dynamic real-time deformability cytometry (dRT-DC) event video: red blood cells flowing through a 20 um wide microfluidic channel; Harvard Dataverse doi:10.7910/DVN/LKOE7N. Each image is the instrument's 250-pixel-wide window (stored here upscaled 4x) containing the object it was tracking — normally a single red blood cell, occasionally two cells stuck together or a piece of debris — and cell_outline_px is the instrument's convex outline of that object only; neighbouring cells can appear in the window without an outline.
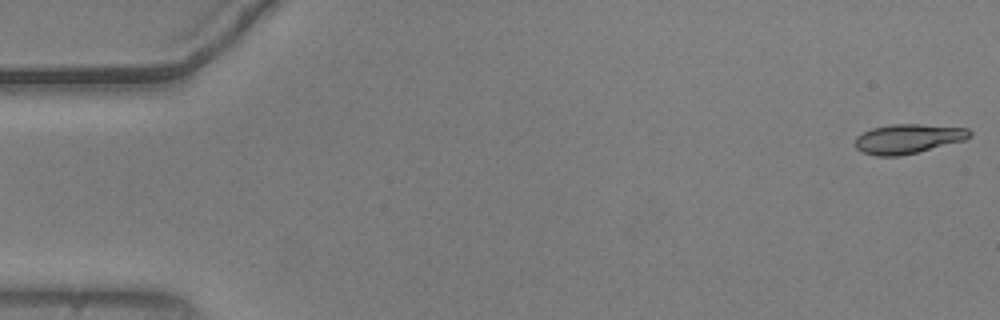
{"species": "common noctule bat (a hibernating species)", "species_latin": "Nyctalus noctula", "temperature_condition": "warm", "stored_images_in_passage": 54, "camera_frame_rate_fps": 3000, "um_per_image_px": 0.085, "animal": {"sex": "male", "body_mass_g": 20.5, "forearm_length_mm": 52.5}, "frame": {"image": 1, "passage_image": 1, "time_ms": 0.0, "image_size_px": [1000, 320], "cell_outline_px": [[972, 136], [964, 140], [900, 156], [876, 156], [864, 152], [856, 148], [856, 136], [872, 128], [892, 124], [920, 124], [968, 128], [972, 132]], "centroid_in_image_um": [77.19, 11.79], "position_along_channel_um": 7.8, "area_um2": 19.48}}
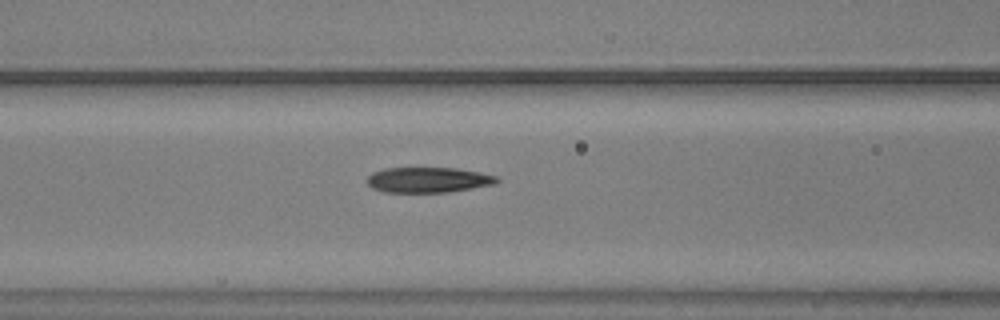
{"frame": {"image": 2, "passage_image": 22, "time_ms": 7.0, "image_size_px": [1000, 320], "cell_outline_px": [[500, 180], [496, 184], [448, 192], [384, 192], [372, 188], [368, 184], [368, 176], [372, 172], [384, 168], [456, 168], [480, 172], [496, 176]], "centroid_in_image_um": [36.4, 15.29], "position_along_channel_um": 130.2, "area_um2": 19.19}}
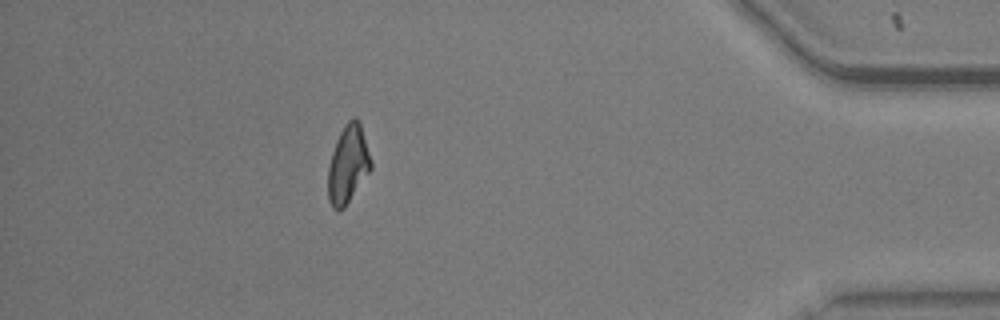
{"frame": {"image": 3, "passage_image": 48, "time_ms": 15.667, "image_size_px": [1000, 320], "cell_outline_px": [[372, 168], [344, 208], [340, 212], [332, 208], [328, 200], [328, 168], [332, 152], [336, 140], [344, 124], [352, 116], [356, 116], [360, 120], [372, 160]], "centroid_in_image_um": [29.59, 13.94], "position_along_channel_um": 405.6, "area_um2": 19.83}, "authors_computed_cell_mechanics": {"area_um2": 19.7676, "velocity_mm_per_s": 3.7375, "shape_relaxation_time_tau1_ms": 3.5889, "shape_relaxation_time_tau2_ms": 2.6163, "deformation_change_tau1": 0.1576, "deformation_change_tau2": 0.1068}}